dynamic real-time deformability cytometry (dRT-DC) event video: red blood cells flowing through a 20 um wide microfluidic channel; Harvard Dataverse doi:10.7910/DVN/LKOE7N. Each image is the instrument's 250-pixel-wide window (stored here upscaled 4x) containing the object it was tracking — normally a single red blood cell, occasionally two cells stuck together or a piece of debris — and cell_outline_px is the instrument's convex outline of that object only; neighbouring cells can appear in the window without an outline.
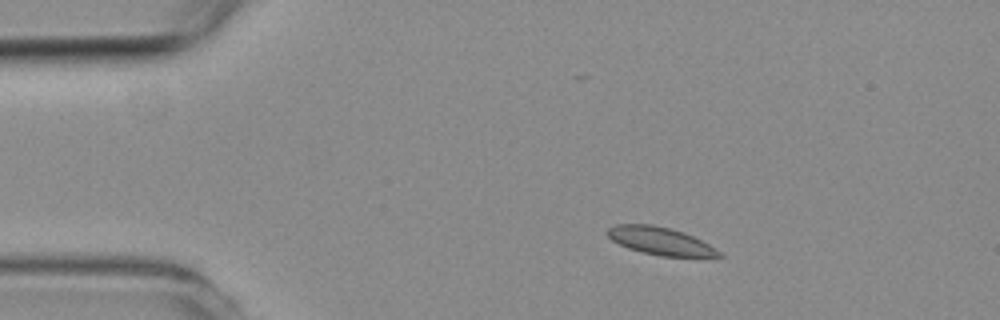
{"species": "common noctule bat (a hibernating species)", "species_latin": "Nyctalus noctula", "temperature_condition": "room temperature", "stored_images_in_passage": 3, "camera_frame_rate_fps": 3000, "um_per_image_px": 0.085, "animal": {"sex": "female", "body_mass_g": 19.3, "forearm_length_mm": 54.1}, "frame": {"image": 1, "passage_image": 1, "time_ms": 0.0, "image_size_px": [1000, 320], "cell_outline_px": [[724, 256], [660, 256], [628, 248], [612, 240], [608, 236], [608, 228], [616, 224], [652, 224], [668, 228], [692, 236], [708, 244], [720, 252]], "centroid_in_image_um": [56.08, 20.47], "position_along_channel_um": 28.9, "area_um2": 17.46}}
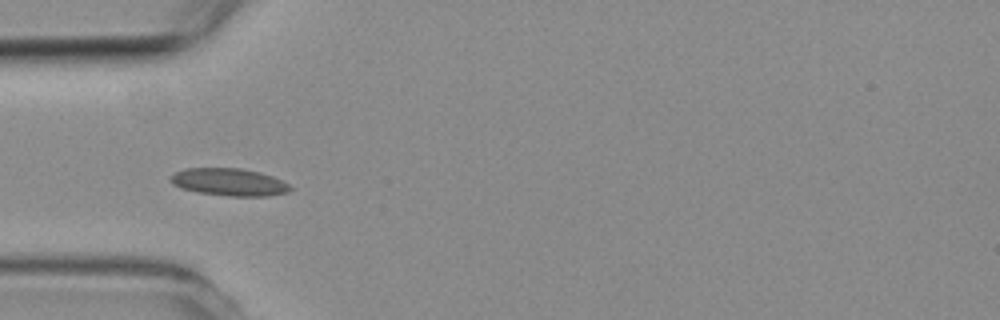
{"frame": {"image": 2, "passage_image": 3, "time_ms": 2.333, "image_size_px": [1000, 320], "cell_outline_px": [[292, 188], [288, 192], [268, 196], [228, 196], [200, 192], [180, 188], [172, 184], [168, 180], [168, 176], [184, 168], [240, 168], [260, 172], [284, 180]], "centroid_in_image_um": [19.46, 15.47], "position_along_channel_um": 65.5, "area_um2": 19.31}}